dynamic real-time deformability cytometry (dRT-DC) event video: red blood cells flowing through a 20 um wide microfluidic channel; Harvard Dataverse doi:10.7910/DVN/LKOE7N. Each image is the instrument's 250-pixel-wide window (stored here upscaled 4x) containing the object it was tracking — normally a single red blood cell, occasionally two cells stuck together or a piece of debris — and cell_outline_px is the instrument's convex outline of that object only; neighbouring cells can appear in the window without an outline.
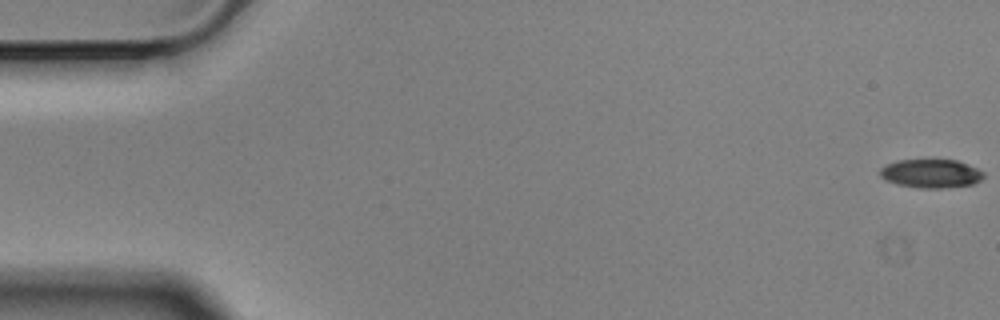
{"species": "Egyptian fruit bat (a non-hibernating species)", "species_latin": "Rousettus aegyptiacus", "temperature_condition": "cold", "stored_images_in_passage": 57, "camera_frame_rate_fps": 3000, "um_per_image_px": 0.085, "animal": {"sex": "male"}, "frame": {"image": 1, "passage_image": 1, "time_ms": 0.0, "image_size_px": [1000, 320], "cell_outline_px": [[984, 176], [980, 180], [972, 184], [944, 188], [920, 188], [896, 184], [884, 180], [880, 176], [880, 168], [896, 160], [956, 160], [968, 164], [984, 172]], "centroid_in_image_um": [79.11, 14.75], "position_along_channel_um": 5.9, "area_um2": 17.28}}
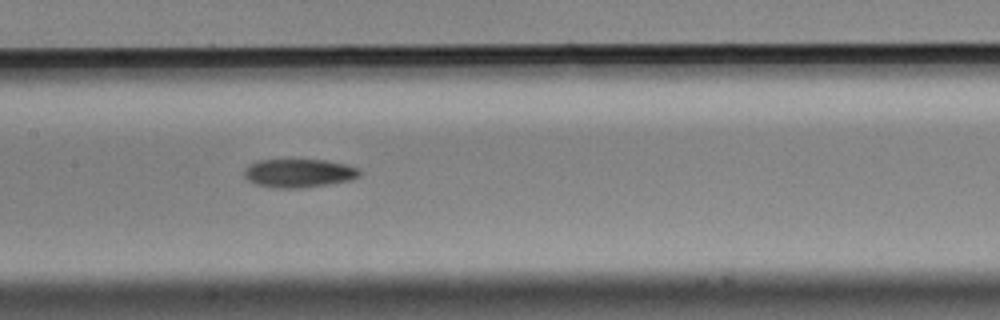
{"frame": {"image": 2, "passage_image": 28, "time_ms": 9.0, "image_size_px": [1000, 320], "cell_outline_px": [[360, 176], [352, 180], [328, 184], [300, 188], [272, 188], [256, 184], [248, 180], [244, 176], [244, 168], [248, 164], [256, 160], [292, 156], [324, 160], [344, 164], [360, 168]], "centroid_in_image_um": [25.35, 14.66], "position_along_channel_um": 182.1, "area_um2": 20.29}}
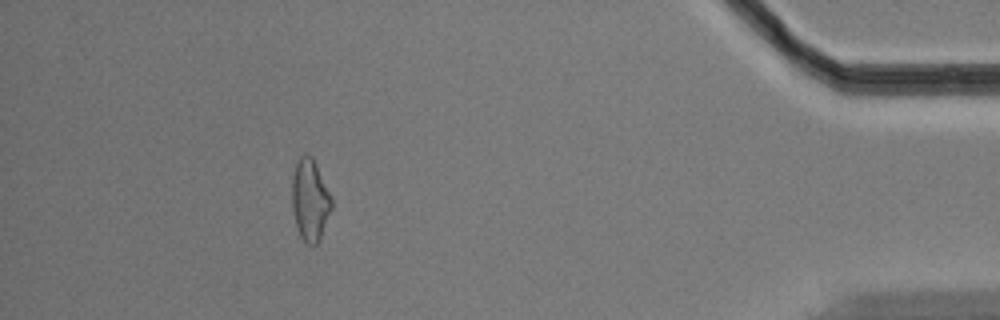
{"frame": {"image": 3, "passage_image": 52, "time_ms": 17.0, "image_size_px": [1000, 320], "cell_outline_px": [[332, 208], [320, 240], [316, 244], [308, 244], [300, 236], [296, 224], [292, 208], [292, 176], [296, 164], [300, 156], [312, 156], [316, 164], [332, 200]], "centroid_in_image_um": [26.35, 17.02], "position_along_channel_um": 408.9, "area_um2": 18.55}, "authors_computed_cell_mechanics": {"area_um2": 18.8428, "velocity_mm_per_s": 3.531, "shape_relaxation_time_tau1_ms": 5.612, "shape_relaxation_time_tau2_ms": null, "deformation_change_tau1": 0.1585, "deformation_change_tau2": null}}